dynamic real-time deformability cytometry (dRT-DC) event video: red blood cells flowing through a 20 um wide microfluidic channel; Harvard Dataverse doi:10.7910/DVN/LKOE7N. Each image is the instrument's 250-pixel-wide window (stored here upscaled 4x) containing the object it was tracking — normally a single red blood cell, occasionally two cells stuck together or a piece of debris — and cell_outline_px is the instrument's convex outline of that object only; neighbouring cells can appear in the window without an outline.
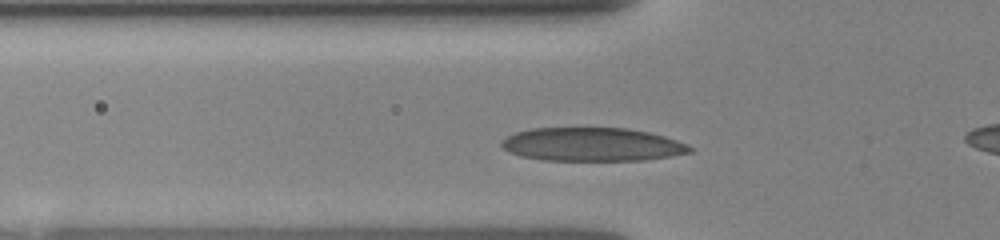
{"species": "human", "species_latin": "Homo sapiens", "temperature_condition": "room temperature", "stored_images_in_passage": 42, "camera_frame_rate_fps": 3000, "um_per_image_px": 0.085, "donor": {"sex": "female"}, "frame": {"image": 1, "passage_image": 11, "time_ms": 3.0, "image_size_px": [1000, 240], "cell_outline_px": [[696, 148], [692, 152], [672, 156], [644, 160], [544, 160], [520, 156], [508, 152], [500, 144], [500, 140], [516, 132], [532, 128], [628, 128], [648, 132], [664, 136], [688, 144]], "centroid_in_image_um": [50.35, 12.28], "position_along_channel_um": 75.4, "area_um2": 36.93}}
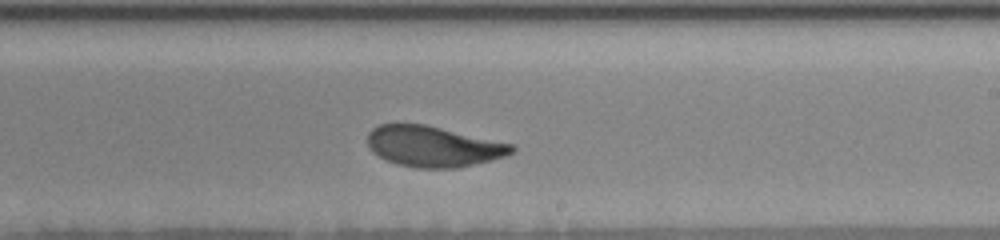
{"frame": {"image": 2, "passage_image": 28, "time_ms": 7.333, "image_size_px": [1000, 240], "cell_outline_px": [[516, 148], [508, 156], [492, 160], [456, 168], [416, 168], [396, 164], [384, 160], [372, 152], [368, 144], [368, 132], [372, 128], [380, 124], [424, 124], [512, 144]], "centroid_in_image_um": [36.8, 12.46], "position_along_channel_um": 252.2, "area_um2": 34.22}}
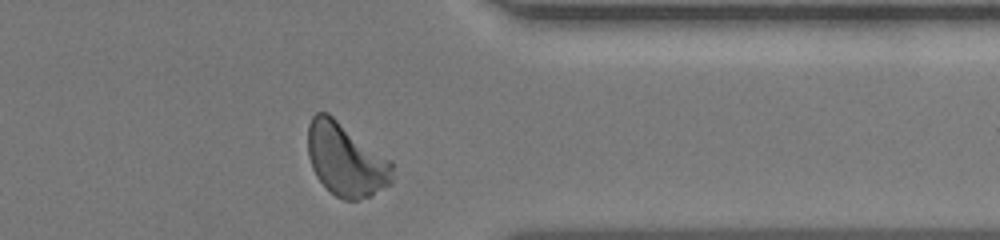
{"frame": {"image": 3, "passage_image": 41, "time_ms": 10.667, "image_size_px": [1000, 240], "cell_outline_px": [[392, 184], [372, 196], [356, 200], [344, 200], [336, 196], [316, 176], [312, 168], [308, 156], [308, 124], [312, 116], [316, 112], [328, 112], [392, 160]], "centroid_in_image_um": [29.42, 13.56], "position_along_channel_um": 382.0, "area_um2": 36.3}}